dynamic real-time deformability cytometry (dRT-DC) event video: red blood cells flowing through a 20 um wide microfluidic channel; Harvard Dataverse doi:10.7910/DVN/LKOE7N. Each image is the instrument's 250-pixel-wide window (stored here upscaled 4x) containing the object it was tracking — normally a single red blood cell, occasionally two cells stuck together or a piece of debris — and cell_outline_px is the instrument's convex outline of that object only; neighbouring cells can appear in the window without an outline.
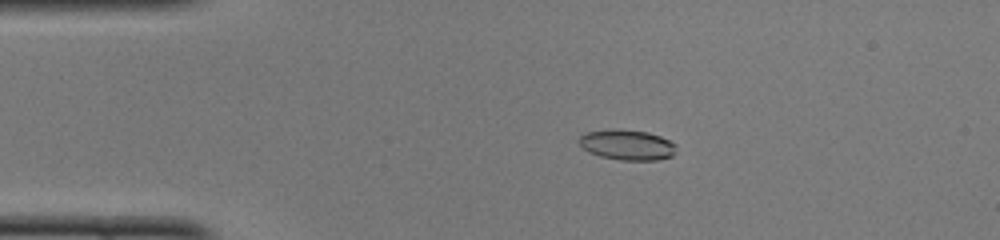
{"species": "common noctule bat (a hibernating species)", "species_latin": "Nyctalus noctula", "temperature_condition": "cold", "stored_images_in_passage": 49, "camera_frame_rate_fps": 3000, "um_per_image_px": 0.085, "animal": {"sex": "female", "body_mass_g": 22.0, "forearm_length_mm": 56.7}, "frame": {"image": 1, "passage_image": 10, "time_ms": 3.0, "image_size_px": [1000, 240], "cell_outline_px": [[676, 152], [672, 156], [656, 160], [620, 160], [600, 156], [588, 152], [580, 144], [580, 136], [584, 132], [612, 128], [648, 132], [660, 136], [676, 144]], "centroid_in_image_um": [53.31, 12.3], "position_along_channel_um": 31.7, "area_um2": 17.28}}
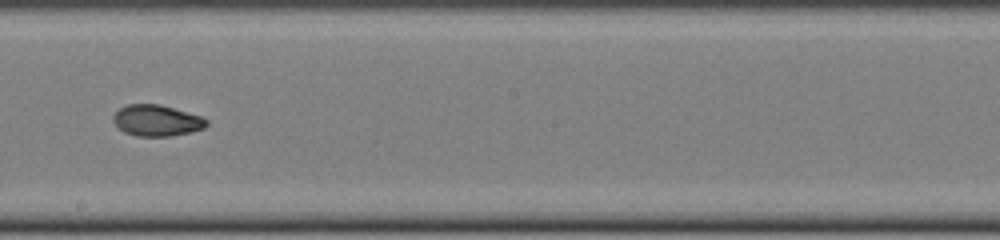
{"frame": {"image": 2, "passage_image": 28, "time_ms": 9.0, "image_size_px": [1000, 240], "cell_outline_px": [[208, 124], [204, 128], [192, 132], [172, 136], [136, 136], [124, 132], [112, 120], [112, 116], [120, 108], [128, 104], [160, 104], [204, 116], [208, 120]], "centroid_in_image_um": [13.37, 10.24], "position_along_channel_um": 234.8, "area_um2": 17.17}}
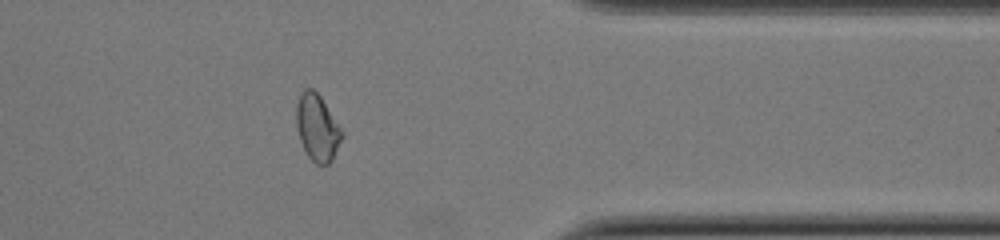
{"frame": {"image": 3, "passage_image": 40, "time_ms": 13.0, "image_size_px": [1000, 240], "cell_outline_px": [[344, 136], [332, 160], [328, 164], [316, 164], [308, 156], [300, 140], [296, 128], [296, 104], [300, 92], [304, 88], [312, 88], [320, 96], [344, 132]], "centroid_in_image_um": [26.96, 10.84], "position_along_channel_um": 384.4, "area_um2": 17.8}, "authors_computed_cell_mechanics": {"area_um2": 17.4556, "velocity_mm_per_s": 4.1097, "shape_relaxation_time_tau1_ms": 5.605, "shape_relaxation_time_tau2_ms": 3.5637, "deformation_change_tau1": 0.1485, "deformation_change_tau2": 0.0654}}